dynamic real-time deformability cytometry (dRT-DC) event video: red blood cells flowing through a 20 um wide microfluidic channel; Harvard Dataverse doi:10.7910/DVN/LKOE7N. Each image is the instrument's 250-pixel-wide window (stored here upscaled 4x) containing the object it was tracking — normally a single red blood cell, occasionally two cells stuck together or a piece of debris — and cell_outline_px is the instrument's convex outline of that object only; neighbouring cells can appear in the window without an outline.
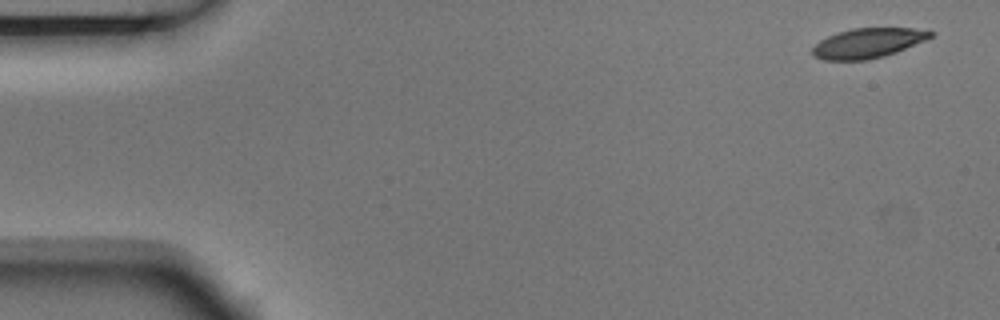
{"species": "Egyptian fruit bat (a non-hibernating species)", "species_latin": "Rousettus aegyptiacus", "temperature_condition": "room temperature", "stored_images_in_passage": 4, "camera_frame_rate_fps": 3000, "um_per_image_px": 0.085, "animal": {"sex": "male"}, "frame": {"image": 1, "passage_image": 1, "time_ms": 0.0, "image_size_px": [1000, 320], "cell_outline_px": [[936, 32], [932, 36], [924, 40], [896, 52], [884, 56], [868, 60], [824, 60], [812, 56], [812, 48], [820, 40], [836, 32], [852, 28], [912, 28]], "centroid_in_image_um": [73.73, 3.66], "position_along_channel_um": 11.3, "area_um2": 20.46}}
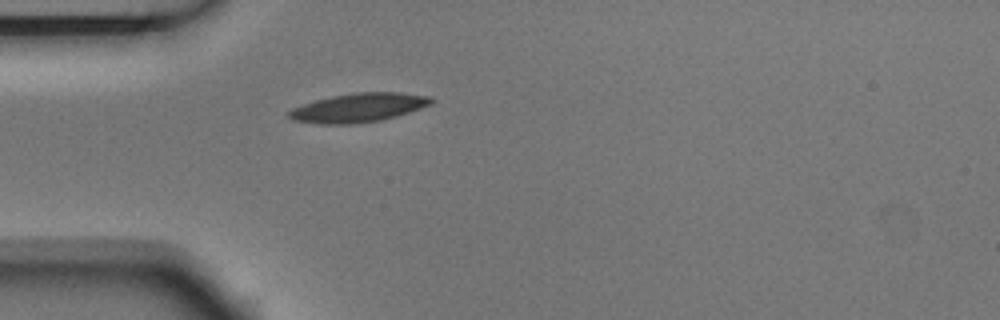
{"frame": {"image": 2, "passage_image": 4, "time_ms": 1.0, "image_size_px": [1000, 320], "cell_outline_px": [[436, 100], [432, 104], [396, 116], [380, 120], [352, 124], [320, 124], [292, 120], [288, 116], [288, 112], [292, 108], [316, 100], [332, 96], [356, 92], [400, 92], [432, 96]], "centroid_in_image_um": [30.51, 9.14], "position_along_channel_um": 54.5, "area_um2": 23.99}}